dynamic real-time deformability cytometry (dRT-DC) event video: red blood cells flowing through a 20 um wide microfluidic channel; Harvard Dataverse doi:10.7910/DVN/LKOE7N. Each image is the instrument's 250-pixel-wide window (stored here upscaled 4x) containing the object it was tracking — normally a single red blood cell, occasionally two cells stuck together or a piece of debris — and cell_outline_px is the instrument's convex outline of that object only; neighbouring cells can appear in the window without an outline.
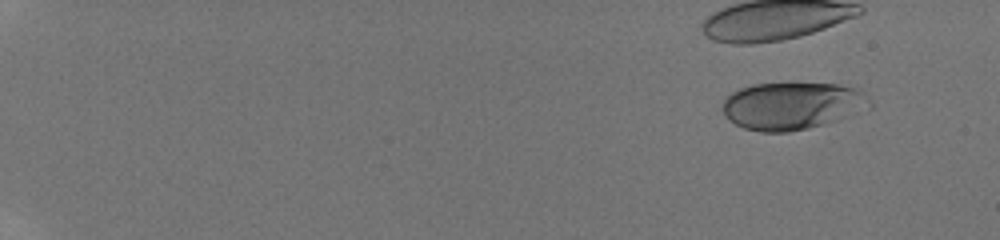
{"species": "human", "species_latin": "Homo sapiens", "temperature_condition": "room temperature", "stored_images_in_passage": 45, "camera_frame_rate_fps": 3000, "um_per_image_px": 0.085, "donor": {"sex": "male"}, "frame": {"image": 1, "passage_image": 4, "time_ms": 1.667, "image_size_px": [1000, 240], "cell_outline_px": [[864, 96], [836, 120], [808, 128], [788, 132], [760, 132], [744, 128], [728, 120], [720, 108], [720, 104], [732, 92], [740, 88], [752, 84], [836, 84], [852, 88], [860, 92]], "centroid_in_image_um": [66.97, 9.0], "position_along_channel_um": 18.0, "area_um2": 38.38}}